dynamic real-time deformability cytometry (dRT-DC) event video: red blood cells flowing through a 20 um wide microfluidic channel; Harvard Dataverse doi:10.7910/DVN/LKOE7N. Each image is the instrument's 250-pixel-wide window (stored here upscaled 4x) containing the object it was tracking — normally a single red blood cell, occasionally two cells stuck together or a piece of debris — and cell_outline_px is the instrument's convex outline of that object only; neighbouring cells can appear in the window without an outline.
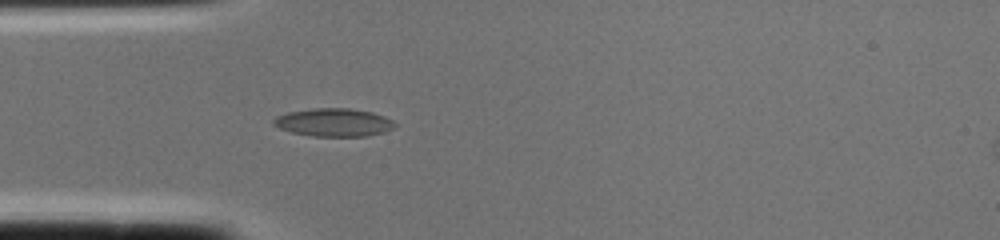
{"species": "common noctule bat (a hibernating species)", "species_latin": "Nyctalus noctula", "temperature_condition": "cold", "stored_images_in_passage": 3, "segment_of_instrument_passage": [1, 2], "camera_frame_rate_fps": 3000, "um_per_image_px": 0.085, "animal": {"sex": "female", "body_mass_g": 22.0, "forearm_length_mm": 56.7}, "frame": {"image": 1, "passage_image": 2, "time_ms": 0.333, "image_size_px": [1000, 240], "cell_outline_px": [[396, 124], [392, 128], [384, 132], [368, 136], [312, 136], [292, 132], [280, 128], [272, 124], [272, 120], [276, 116], [288, 112], [316, 108], [348, 108], [372, 112], [384, 116], [392, 120]], "centroid_in_image_um": [28.36, 10.4], "position_along_channel_um": 56.6, "area_um2": 19.77}}